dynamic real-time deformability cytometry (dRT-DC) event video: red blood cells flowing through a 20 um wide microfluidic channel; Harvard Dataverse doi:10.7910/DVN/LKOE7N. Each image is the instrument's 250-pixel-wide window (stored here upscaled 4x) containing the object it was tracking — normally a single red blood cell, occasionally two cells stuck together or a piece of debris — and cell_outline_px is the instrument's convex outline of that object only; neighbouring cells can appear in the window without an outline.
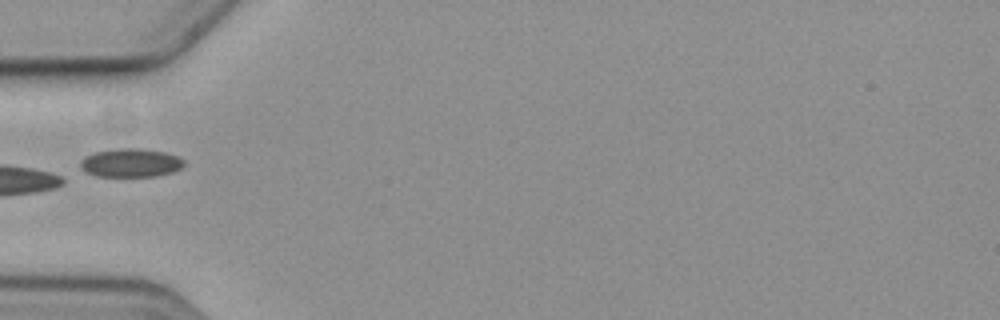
{"species": "common noctule bat (a hibernating species)", "species_latin": "Nyctalus noctula", "temperature_condition": "cold", "stored_images_in_passage": 6, "camera_frame_rate_fps": 3000, "um_per_image_px": 0.085, "animal": {"sex": "female", "body_mass_g": 19.3, "forearm_length_mm": 54.1}, "frame": {"image": 1, "passage_image": 6, "time_ms": 6.0, "image_size_px": [1000, 320], "cell_outline_px": [[184, 164], [180, 168], [172, 172], [156, 176], [96, 176], [84, 172], [80, 168], [80, 160], [84, 156], [96, 152], [116, 148], [136, 148], [164, 152], [180, 156], [184, 160]], "centroid_in_image_um": [11.08, 13.84], "position_along_channel_um": 73.9, "area_um2": 17.34}}